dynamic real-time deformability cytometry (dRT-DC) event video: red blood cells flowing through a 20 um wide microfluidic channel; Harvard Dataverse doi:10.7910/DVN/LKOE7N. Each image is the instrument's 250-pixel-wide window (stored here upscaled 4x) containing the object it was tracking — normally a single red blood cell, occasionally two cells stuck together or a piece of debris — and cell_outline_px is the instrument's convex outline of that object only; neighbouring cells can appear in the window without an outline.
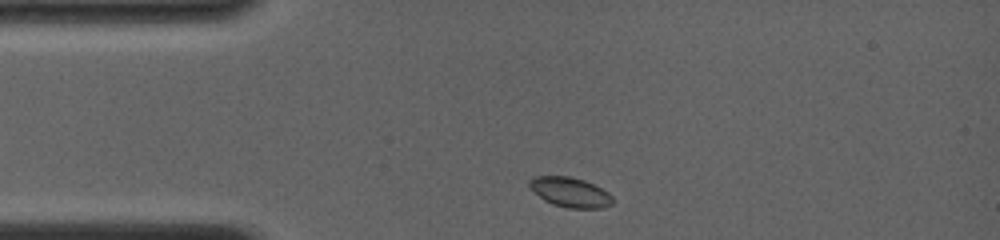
{"species": "common noctule bat (a hibernating species)", "species_latin": "Nyctalus noctula", "temperature_condition": "room temperature", "stored_images_in_passage": 4, "camera_frame_rate_fps": 4000, "um_per_image_px": 0.085, "animal": {"sex": "female", "body_mass_g": 19.0, "forearm_length_mm": 56.7}, "frame": {"image": 1, "passage_image": 1, "time_ms": 0.0, "image_size_px": [1000, 240], "cell_outline_px": [[616, 200], [612, 204], [600, 208], [568, 208], [552, 204], [544, 200], [528, 188], [528, 180], [536, 176], [568, 176], [584, 180], [608, 192]], "centroid_in_image_um": [48.44, 16.34], "position_along_channel_um": 36.6, "area_um2": 14.57}}
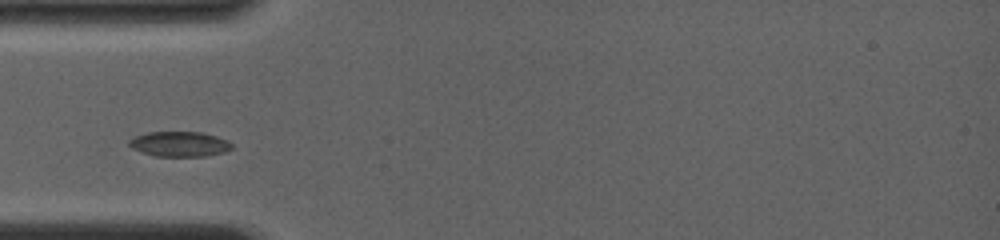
{"frame": {"image": 2, "passage_image": 3, "time_ms": 1.5, "image_size_px": [1000, 240], "cell_outline_px": [[232, 148], [224, 152], [204, 156], [156, 156], [140, 152], [132, 148], [128, 144], [128, 140], [136, 136], [148, 132], [204, 132], [228, 140], [232, 144]], "centroid_in_image_um": [15.25, 12.24], "position_along_channel_um": 69.7, "area_um2": 15.03}}
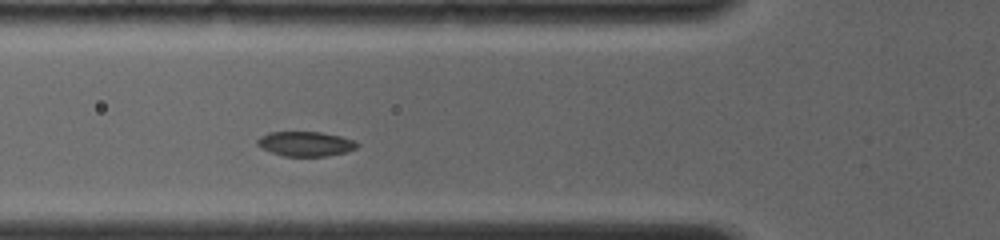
{"frame": {"image": 3, "passage_image": 4, "time_ms": 2.25, "image_size_px": [1000, 240], "cell_outline_px": [[360, 144], [356, 148], [344, 152], [324, 156], [284, 156], [260, 148], [256, 144], [256, 140], [260, 136], [268, 132], [320, 132], [340, 136], [356, 140]], "centroid_in_image_um": [25.95, 12.22], "position_along_channel_um": 99.9, "area_um2": 14.39}}